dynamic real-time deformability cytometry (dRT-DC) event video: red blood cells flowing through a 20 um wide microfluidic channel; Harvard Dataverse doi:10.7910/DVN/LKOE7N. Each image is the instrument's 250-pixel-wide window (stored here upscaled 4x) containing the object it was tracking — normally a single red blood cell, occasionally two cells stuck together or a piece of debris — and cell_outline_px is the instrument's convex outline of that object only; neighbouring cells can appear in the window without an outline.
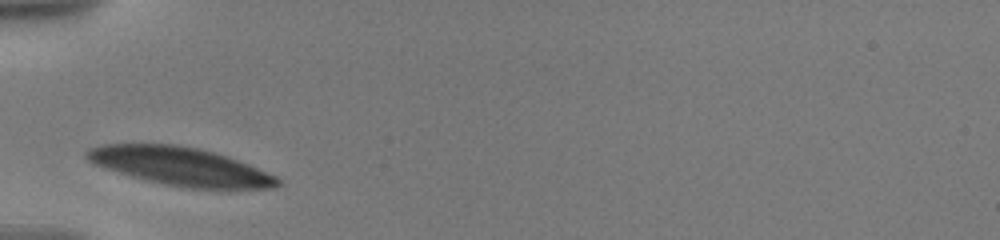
{"species": "human", "species_latin": "Homo sapiens", "temperature_condition": "warm", "stored_images_in_passage": 24, "camera_frame_rate_fps": 3000, "um_per_image_px": 0.085, "donor": {"sex": "male"}, "frame": {"image": 1, "passage_image": 1, "time_ms": 0.0, "image_size_px": [1000, 240], "cell_outline_px": [[280, 184], [276, 188], [192, 188], [164, 184], [132, 176], [104, 168], [92, 164], [84, 156], [84, 152], [88, 148], [104, 144], [176, 144], [196, 148], [228, 156], [248, 164], [276, 176], [280, 180]], "centroid_in_image_um": [15.29, 14.13], "position_along_channel_um": 69.7, "area_um2": 42.14}}
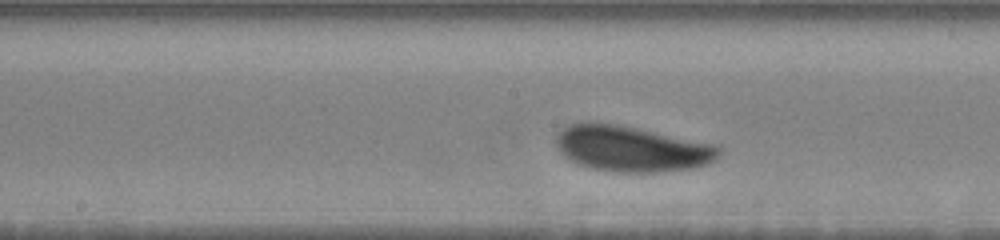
{"frame": {"image": 2, "passage_image": 10, "time_ms": 3.667, "image_size_px": [1000, 240], "cell_outline_px": [[720, 152], [708, 164], [696, 168], [664, 172], [612, 172], [588, 168], [564, 156], [556, 148], [556, 136], [568, 124], [616, 124], [636, 128], [712, 144], [720, 148]], "centroid_in_image_um": [53.67, 12.68], "position_along_channel_um": 194.5, "area_um2": 42.77}}
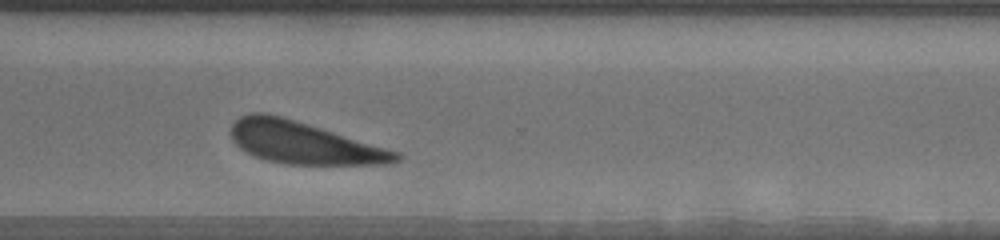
{"frame": {"image": 3, "passage_image": 23, "time_ms": 8.0, "image_size_px": [1000, 240], "cell_outline_px": [[404, 156], [400, 160], [388, 164], [284, 164], [264, 160], [240, 148], [232, 140], [232, 124], [240, 116], [252, 112], [268, 112], [400, 152]], "centroid_in_image_um": [25.81, 12.14], "position_along_channel_um": 344.8, "area_um2": 40.17}}